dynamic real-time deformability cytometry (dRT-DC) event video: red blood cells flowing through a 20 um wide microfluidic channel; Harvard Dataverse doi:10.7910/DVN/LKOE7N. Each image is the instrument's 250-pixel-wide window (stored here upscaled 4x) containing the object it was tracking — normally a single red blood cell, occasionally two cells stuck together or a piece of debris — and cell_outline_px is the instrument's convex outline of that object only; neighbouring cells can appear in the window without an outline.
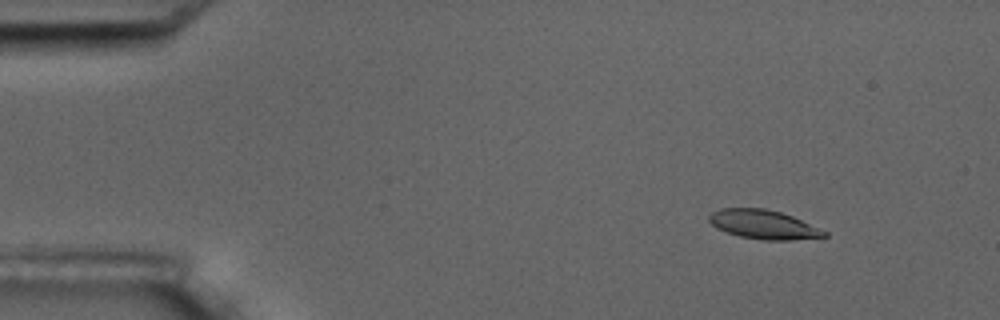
{"species": "common noctule bat (a hibernating species)", "species_latin": "Nyctalus noctula", "temperature_condition": "room temperature", "stored_images_in_passage": 6, "camera_frame_rate_fps": 3000, "um_per_image_px": 0.085, "animal": {"sex": "male", "body_mass_g": 17.5, "forearm_length_mm": 52.3}, "frame": {"image": 1, "passage_image": 2, "time_ms": 1.0, "image_size_px": [1000, 320], "cell_outline_px": [[828, 236], [792, 240], [764, 240], [740, 236], [716, 228], [708, 220], [708, 216], [712, 212], [720, 208], [764, 208], [780, 212], [792, 216], [828, 232]], "centroid_in_image_um": [64.89, 19.08], "position_along_channel_um": 20.1, "area_um2": 19.36}}
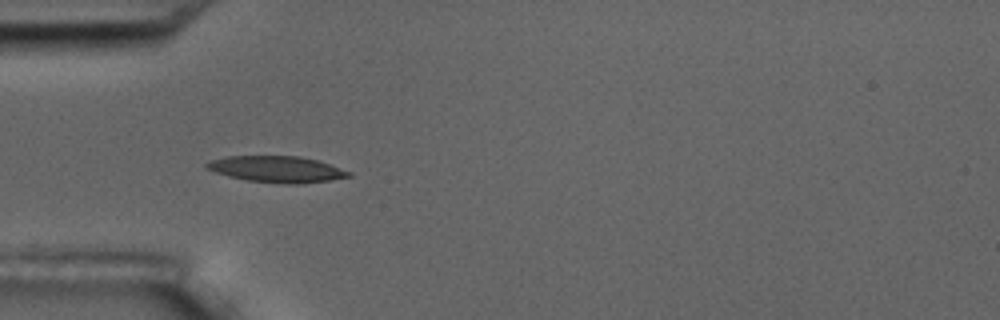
{"frame": {"image": 2, "passage_image": 5, "time_ms": 4.667, "image_size_px": [1000, 320], "cell_outline_px": [[352, 176], [328, 180], [300, 184], [288, 184], [248, 180], [228, 176], [204, 168], [204, 164], [208, 160], [224, 156], [300, 156], [316, 160], [352, 172]], "centroid_in_image_um": [23.47, 14.37], "position_along_channel_um": 61.5, "area_um2": 21.73}}